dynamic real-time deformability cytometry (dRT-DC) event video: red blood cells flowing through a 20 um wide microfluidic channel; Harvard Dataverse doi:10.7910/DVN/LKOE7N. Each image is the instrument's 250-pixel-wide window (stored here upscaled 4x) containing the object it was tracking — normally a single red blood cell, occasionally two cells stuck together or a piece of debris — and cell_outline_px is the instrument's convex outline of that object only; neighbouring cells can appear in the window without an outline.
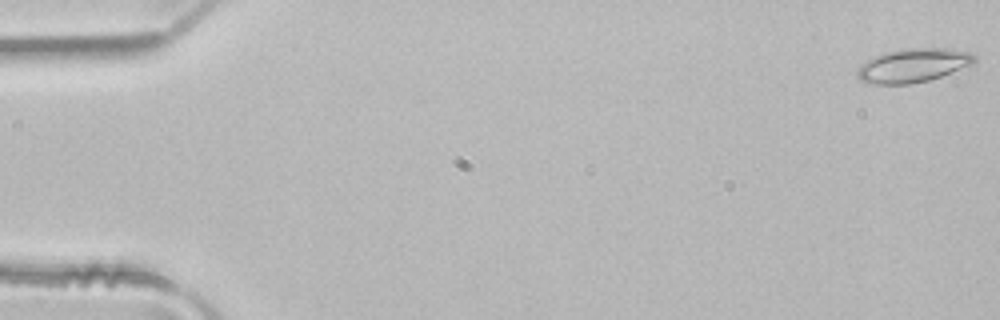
{"species": "common noctule bat (a hibernating species)", "species_latin": "Nyctalus noctula", "temperature_condition": "room temperature", "stored_images_in_passage": 5, "camera_frame_rate_fps": 3000, "um_per_image_px": 0.085, "animal": {"sex": "male", "body_mass_g": 21.5, "forearm_length_mm": 52.0}, "frame": {"image": 1, "passage_image": 1, "time_ms": 0.0, "image_size_px": [1000, 320], "cell_outline_px": [[976, 60], [972, 64], [940, 76], [928, 80], [912, 84], [872, 84], [860, 80], [856, 76], [856, 68], [860, 64], [872, 56], [884, 52], [904, 48], [948, 48], [972, 52], [976, 56]], "centroid_in_image_um": [77.56, 5.54], "position_along_channel_um": 7.4, "area_um2": 23.35}}